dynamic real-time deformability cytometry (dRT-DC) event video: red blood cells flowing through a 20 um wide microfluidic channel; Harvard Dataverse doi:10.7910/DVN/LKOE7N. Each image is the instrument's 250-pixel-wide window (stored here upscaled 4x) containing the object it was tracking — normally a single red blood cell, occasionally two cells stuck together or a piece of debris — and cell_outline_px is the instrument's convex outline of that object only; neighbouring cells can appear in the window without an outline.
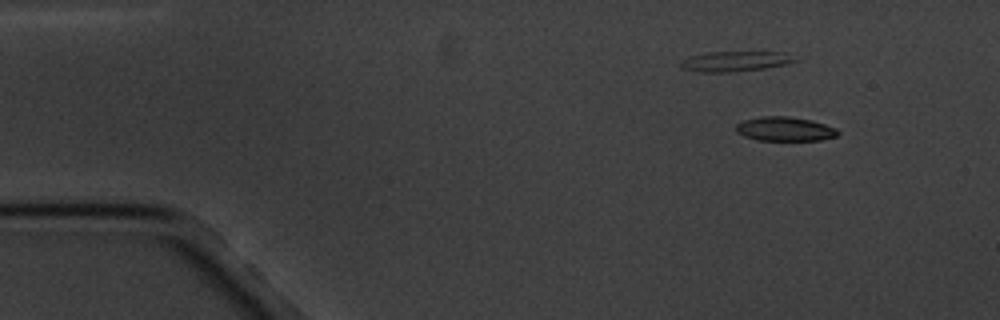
{"species": "common noctule bat (a hibernating species)", "species_latin": "Nyctalus noctula", "temperature_condition": "cold", "stored_images_in_passage": 3, "camera_frame_rate_fps": 3000, "um_per_image_px": 0.085, "animal": {"sex": "male", "body_mass_g": 20.1, "forearm_length_mm": 53.5}, "frame": {"image": 1, "passage_image": 1, "time_ms": 0.0, "image_size_px": [1000, 320], "cell_outline_px": [[840, 132], [836, 136], [820, 140], [756, 140], [744, 136], [736, 132], [736, 124], [744, 120], [760, 116], [788, 116], [812, 120], [836, 128]], "centroid_in_image_um": [66.7, 10.96], "position_along_channel_um": 18.3, "area_um2": 14.39}}